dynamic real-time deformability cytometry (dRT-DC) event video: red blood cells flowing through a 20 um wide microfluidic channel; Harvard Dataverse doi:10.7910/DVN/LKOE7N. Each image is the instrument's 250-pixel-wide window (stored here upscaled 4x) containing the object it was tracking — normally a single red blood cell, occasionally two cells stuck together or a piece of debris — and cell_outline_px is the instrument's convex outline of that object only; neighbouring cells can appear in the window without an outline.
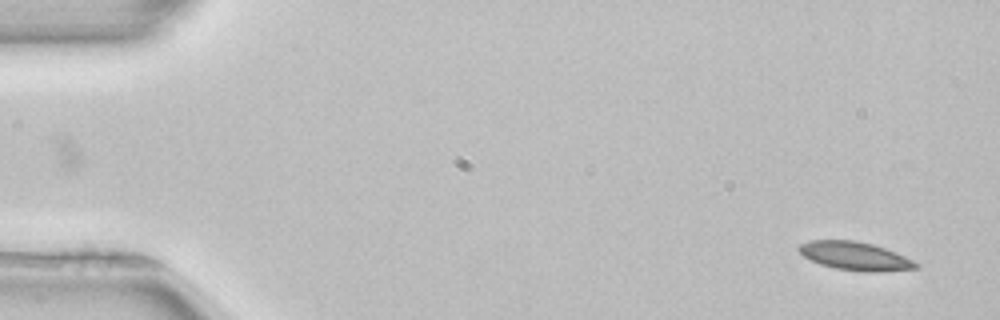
{"species": "common noctule bat (a hibernating species)", "species_latin": "Nyctalus noctula", "temperature_condition": "room temperature", "stored_images_in_passage": 50, "camera_frame_rate_fps": 3000, "um_per_image_px": 0.085, "animal": {"sex": "female", "body_mass_g": 22.7, "forearm_length_mm": 54.2}, "frame": {"image": 1, "passage_image": 1, "time_ms": 0.0, "image_size_px": [1000, 320], "cell_outline_px": [[920, 268], [876, 272], [860, 272], [836, 268], [820, 264], [804, 256], [796, 248], [800, 244], [808, 240], [852, 240], [872, 244], [896, 252], [920, 264]], "centroid_in_image_um": [72.69, 21.77], "position_along_channel_um": 12.3, "area_um2": 19.36}}
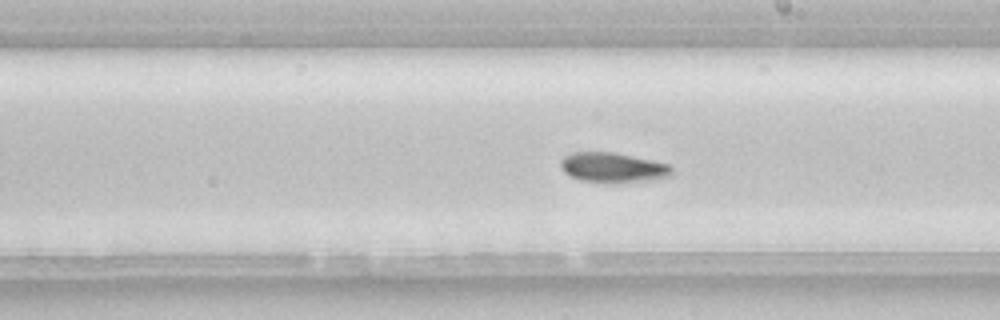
{"frame": {"image": 2, "passage_image": 28, "time_ms": 9.0, "image_size_px": [1000, 320], "cell_outline_px": [[672, 176], [640, 180], [580, 180], [564, 172], [560, 168], [560, 160], [564, 156], [572, 152], [612, 152], [652, 160], [668, 164], [672, 168]], "centroid_in_image_um": [52.05, 14.18], "position_along_channel_um": 237.0, "area_um2": 18.44}}
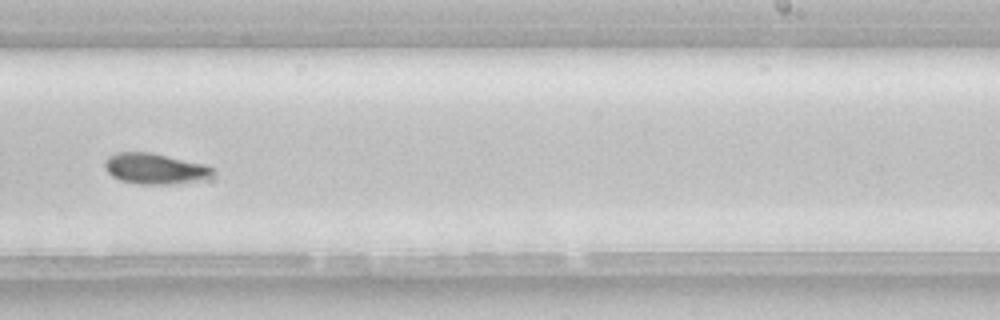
{"frame": {"image": 3, "passage_image": 31, "time_ms": 10.0, "image_size_px": [1000, 320], "cell_outline_px": [[216, 172], [212, 176], [204, 180], [172, 184], [140, 184], [120, 180], [112, 176], [104, 168], [104, 160], [108, 156], [116, 152], [152, 152], [208, 164]], "centroid_in_image_um": [13.21, 14.32], "position_along_channel_um": 275.8, "area_um2": 19.83}}